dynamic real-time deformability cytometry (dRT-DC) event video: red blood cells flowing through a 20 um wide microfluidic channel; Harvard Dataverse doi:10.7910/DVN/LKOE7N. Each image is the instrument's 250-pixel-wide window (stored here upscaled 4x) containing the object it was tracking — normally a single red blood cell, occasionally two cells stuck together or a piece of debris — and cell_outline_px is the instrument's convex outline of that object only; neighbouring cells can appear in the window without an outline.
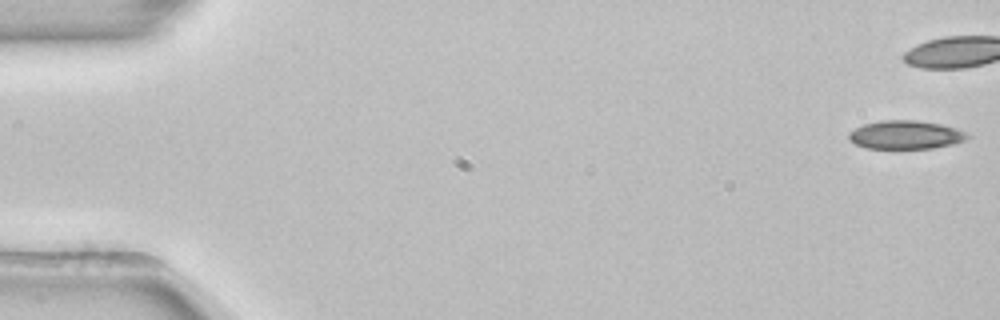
{"species": "common noctule bat (a hibernating species)", "species_latin": "Nyctalus noctula", "temperature_condition": "room temperature", "stored_images_in_passage": 42, "camera_frame_rate_fps": 3000, "um_per_image_px": 0.085, "animal": {"sex": "female", "body_mass_g": 22.7, "forearm_length_mm": 54.2}, "frame": {"image": 1, "passage_image": 1, "time_ms": 0.0, "image_size_px": [1000, 320], "cell_outline_px": [[968, 136], [964, 140], [952, 144], [932, 148], [864, 148], [848, 140], [848, 132], [864, 124], [880, 120], [916, 120], [940, 124], [956, 128], [968, 132]], "centroid_in_image_um": [76.95, 11.45], "position_along_channel_um": 8.1, "area_um2": 19.65}}